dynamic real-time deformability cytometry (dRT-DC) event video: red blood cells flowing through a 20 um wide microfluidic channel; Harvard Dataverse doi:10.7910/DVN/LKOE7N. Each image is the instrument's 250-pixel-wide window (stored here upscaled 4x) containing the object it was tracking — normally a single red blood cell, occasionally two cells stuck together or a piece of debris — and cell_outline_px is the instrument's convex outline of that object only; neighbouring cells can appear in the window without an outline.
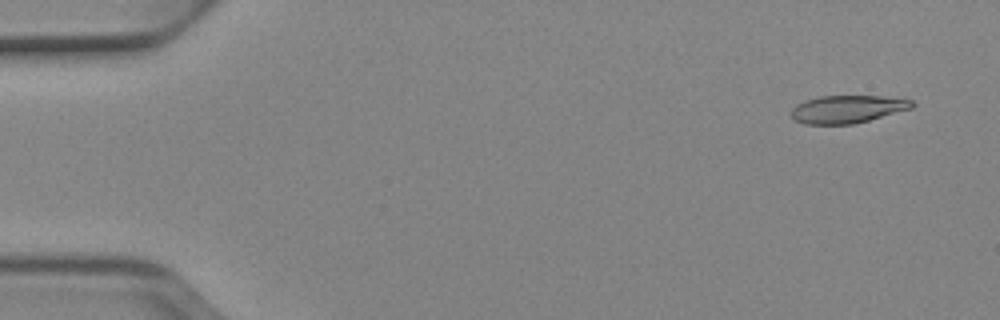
{"species": "Egyptian fruit bat (a non-hibernating species)", "species_latin": "Rousettus aegyptiacus", "temperature_condition": "cold", "stored_images_in_passage": 51, "camera_frame_rate_fps": 3000, "um_per_image_px": 0.085, "animal": {"sex": "female"}, "frame": {"image": 1, "passage_image": 3, "time_ms": 0.667, "image_size_px": [1000, 320], "cell_outline_px": [[916, 104], [912, 108], [868, 120], [852, 124], [804, 124], [796, 120], [788, 112], [796, 104], [804, 100], [820, 96], [880, 96], [912, 100]], "centroid_in_image_um": [71.99, 9.27], "position_along_channel_um": 13.0, "area_um2": 19.48}}
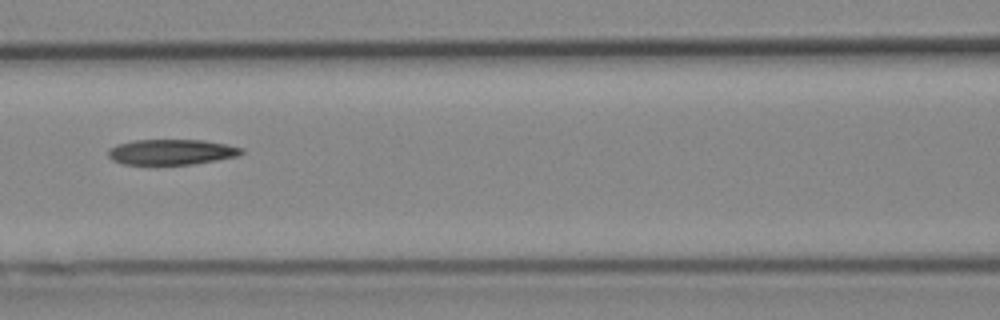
{"frame": {"image": 2, "passage_image": 23, "time_ms": 7.333, "image_size_px": [1000, 320], "cell_outline_px": [[244, 152], [236, 156], [216, 160], [192, 164], [148, 168], [124, 164], [112, 160], [108, 156], [108, 148], [116, 144], [136, 140], [204, 140], [244, 148]], "centroid_in_image_um": [14.48, 12.97], "position_along_channel_um": 152.1, "area_um2": 20.63}}
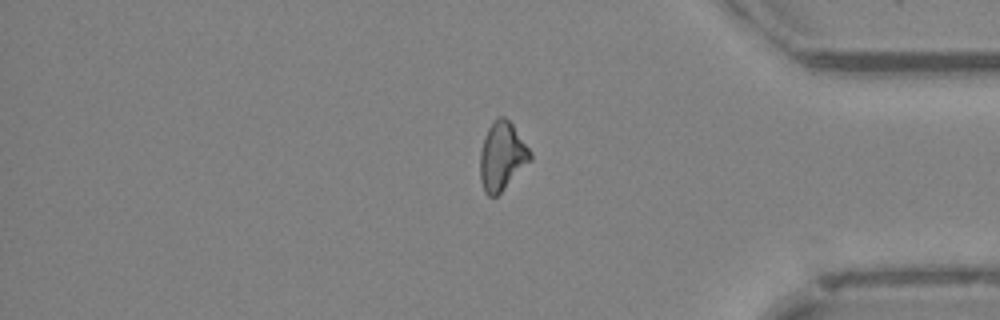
{"frame": {"image": 3, "passage_image": 43, "time_ms": 14.0, "image_size_px": [1000, 320], "cell_outline_px": [[532, 160], [496, 196], [488, 196], [484, 192], [480, 180], [480, 152], [484, 136], [488, 128], [500, 116], [504, 116], [512, 124], [532, 152]], "centroid_in_image_um": [42.67, 13.29], "position_along_channel_um": 392.5, "area_um2": 19.83}, "authors_computed_cell_mechanics": {"area_um2": 20.4034, "velocity_mm_per_s": 3.9243, "shape_relaxation_time_tau1_ms": null, "shape_relaxation_time_tau2_ms": 8.6064, "deformation_change_tau1": null, "deformation_change_tau2": 0.2168}}